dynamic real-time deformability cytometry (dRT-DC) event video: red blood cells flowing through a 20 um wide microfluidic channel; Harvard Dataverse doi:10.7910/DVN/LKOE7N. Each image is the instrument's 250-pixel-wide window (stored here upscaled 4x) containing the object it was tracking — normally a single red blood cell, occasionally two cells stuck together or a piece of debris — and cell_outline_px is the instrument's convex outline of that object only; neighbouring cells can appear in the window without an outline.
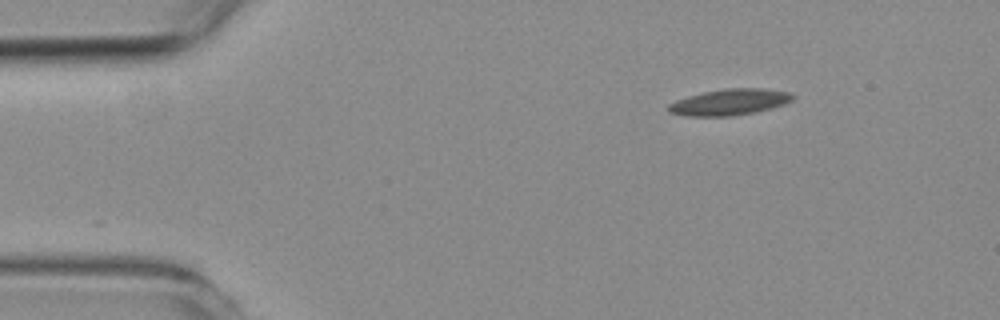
{"species": "common noctule bat (a hibernating species)", "species_latin": "Nyctalus noctula", "temperature_condition": "room temperature", "stored_images_in_passage": 51, "camera_frame_rate_fps": 3000, "um_per_image_px": 0.085, "animal": {"sex": "female", "body_mass_g": 19.3, "forearm_length_mm": 54.1}, "frame": {"image": 1, "passage_image": 1, "time_ms": 0.0, "image_size_px": [1000, 320], "cell_outline_px": [[796, 96], [792, 100], [784, 104], [756, 112], [732, 116], [688, 116], [668, 112], [668, 104], [676, 100], [688, 96], [704, 92], [724, 88], [760, 88], [792, 92]], "centroid_in_image_um": [62.03, 8.67], "position_along_channel_um": 23.0, "area_um2": 19.02}}
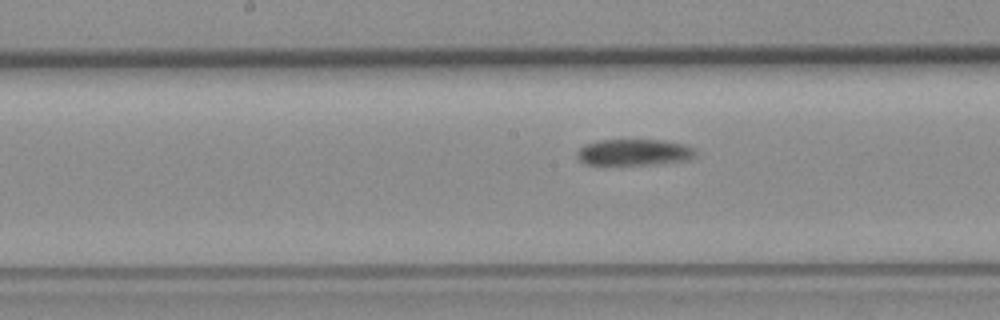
{"frame": {"image": 2, "passage_image": 22, "time_ms": 7.0, "image_size_px": [1000, 320], "cell_outline_px": [[696, 156], [692, 160], [656, 164], [584, 164], [576, 156], [576, 152], [584, 144], [596, 140], [664, 140], [684, 144], [696, 148]], "centroid_in_image_um": [53.94, 12.94], "position_along_channel_um": 194.3, "area_um2": 18.44}}
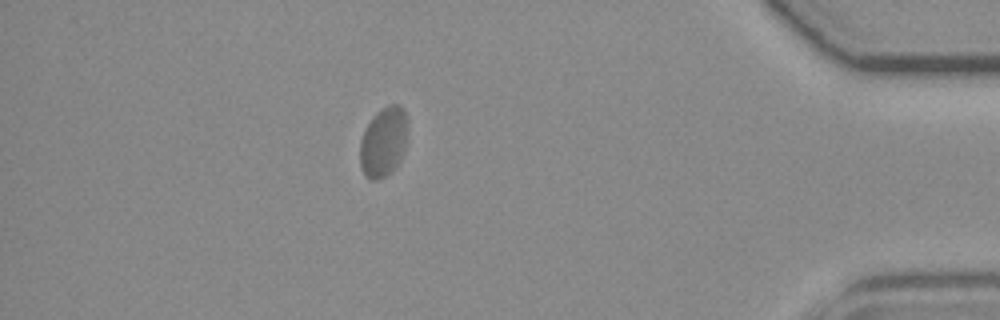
{"frame": {"image": 3, "passage_image": 44, "time_ms": 14.333, "image_size_px": [1000, 320], "cell_outline_px": [[408, 132], [404, 152], [400, 160], [392, 172], [376, 180], [372, 180], [364, 176], [360, 168], [360, 140], [372, 116], [380, 108], [388, 104], [400, 104], [404, 108], [408, 120]], "centroid_in_image_um": [32.62, 12.04], "position_along_channel_um": 402.6, "area_um2": 19.94}, "authors_computed_cell_mechanics": {"area_um2": 18.9006, "velocity_mm_per_s": 3.4932, "shape_relaxation_time_tau1_ms": null, "shape_relaxation_time_tau2_ms": 8.1774, "deformation_change_tau1": null, "deformation_change_tau2": 0.0799}}